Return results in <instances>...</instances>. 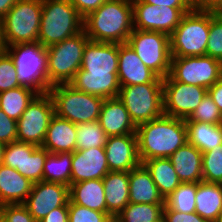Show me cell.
<instances>
[{
    "label": "cell",
    "instance_id": "6da1fadb",
    "mask_svg": "<svg viewBox=\"0 0 222 222\" xmlns=\"http://www.w3.org/2000/svg\"><path fill=\"white\" fill-rule=\"evenodd\" d=\"M118 43L89 40L83 52L81 68L69 82L74 88L103 99L116 98L118 80Z\"/></svg>",
    "mask_w": 222,
    "mask_h": 222
},
{
    "label": "cell",
    "instance_id": "7a4b0ae2",
    "mask_svg": "<svg viewBox=\"0 0 222 222\" xmlns=\"http://www.w3.org/2000/svg\"><path fill=\"white\" fill-rule=\"evenodd\" d=\"M138 154L141 163L156 158H169L188 142L184 119L163 115L136 128Z\"/></svg>",
    "mask_w": 222,
    "mask_h": 222
},
{
    "label": "cell",
    "instance_id": "3957f363",
    "mask_svg": "<svg viewBox=\"0 0 222 222\" xmlns=\"http://www.w3.org/2000/svg\"><path fill=\"white\" fill-rule=\"evenodd\" d=\"M83 30L90 40L126 43L133 31L132 0H107L83 20Z\"/></svg>",
    "mask_w": 222,
    "mask_h": 222
},
{
    "label": "cell",
    "instance_id": "277c9868",
    "mask_svg": "<svg viewBox=\"0 0 222 222\" xmlns=\"http://www.w3.org/2000/svg\"><path fill=\"white\" fill-rule=\"evenodd\" d=\"M84 18L69 0H42L38 42L49 47L83 30Z\"/></svg>",
    "mask_w": 222,
    "mask_h": 222
},
{
    "label": "cell",
    "instance_id": "5b68a950",
    "mask_svg": "<svg viewBox=\"0 0 222 222\" xmlns=\"http://www.w3.org/2000/svg\"><path fill=\"white\" fill-rule=\"evenodd\" d=\"M210 30V11L185 13L170 35L171 57L205 56Z\"/></svg>",
    "mask_w": 222,
    "mask_h": 222
},
{
    "label": "cell",
    "instance_id": "8992f818",
    "mask_svg": "<svg viewBox=\"0 0 222 222\" xmlns=\"http://www.w3.org/2000/svg\"><path fill=\"white\" fill-rule=\"evenodd\" d=\"M89 37L85 31L51 45L47 50L48 90L52 85L69 83L81 68Z\"/></svg>",
    "mask_w": 222,
    "mask_h": 222
},
{
    "label": "cell",
    "instance_id": "52a82bcc",
    "mask_svg": "<svg viewBox=\"0 0 222 222\" xmlns=\"http://www.w3.org/2000/svg\"><path fill=\"white\" fill-rule=\"evenodd\" d=\"M48 93L54 112L74 124L97 121L105 99L79 91L69 83L52 85Z\"/></svg>",
    "mask_w": 222,
    "mask_h": 222
},
{
    "label": "cell",
    "instance_id": "ba28073f",
    "mask_svg": "<svg viewBox=\"0 0 222 222\" xmlns=\"http://www.w3.org/2000/svg\"><path fill=\"white\" fill-rule=\"evenodd\" d=\"M42 0H18L2 19L6 47L37 43Z\"/></svg>",
    "mask_w": 222,
    "mask_h": 222
},
{
    "label": "cell",
    "instance_id": "9c48e42d",
    "mask_svg": "<svg viewBox=\"0 0 222 222\" xmlns=\"http://www.w3.org/2000/svg\"><path fill=\"white\" fill-rule=\"evenodd\" d=\"M6 51L13 58L21 86L29 87L38 94L48 92L47 50L39 42L15 44Z\"/></svg>",
    "mask_w": 222,
    "mask_h": 222
},
{
    "label": "cell",
    "instance_id": "30bf717a",
    "mask_svg": "<svg viewBox=\"0 0 222 222\" xmlns=\"http://www.w3.org/2000/svg\"><path fill=\"white\" fill-rule=\"evenodd\" d=\"M117 98L136 127L164 115L163 83L121 86Z\"/></svg>",
    "mask_w": 222,
    "mask_h": 222
},
{
    "label": "cell",
    "instance_id": "8fae6325",
    "mask_svg": "<svg viewBox=\"0 0 222 222\" xmlns=\"http://www.w3.org/2000/svg\"><path fill=\"white\" fill-rule=\"evenodd\" d=\"M127 43L141 61L159 78L169 75L171 64L170 36L157 31L133 29Z\"/></svg>",
    "mask_w": 222,
    "mask_h": 222
},
{
    "label": "cell",
    "instance_id": "7c38bea8",
    "mask_svg": "<svg viewBox=\"0 0 222 222\" xmlns=\"http://www.w3.org/2000/svg\"><path fill=\"white\" fill-rule=\"evenodd\" d=\"M54 114L51 95L37 94L17 120V141L41 147Z\"/></svg>",
    "mask_w": 222,
    "mask_h": 222
},
{
    "label": "cell",
    "instance_id": "4fadbf2b",
    "mask_svg": "<svg viewBox=\"0 0 222 222\" xmlns=\"http://www.w3.org/2000/svg\"><path fill=\"white\" fill-rule=\"evenodd\" d=\"M169 75L183 84L208 89L222 77V62L207 55L171 57Z\"/></svg>",
    "mask_w": 222,
    "mask_h": 222
},
{
    "label": "cell",
    "instance_id": "5bb4252c",
    "mask_svg": "<svg viewBox=\"0 0 222 222\" xmlns=\"http://www.w3.org/2000/svg\"><path fill=\"white\" fill-rule=\"evenodd\" d=\"M133 29L157 31L171 35L185 13L193 7H169L150 5L140 0H132Z\"/></svg>",
    "mask_w": 222,
    "mask_h": 222
},
{
    "label": "cell",
    "instance_id": "9a60e30c",
    "mask_svg": "<svg viewBox=\"0 0 222 222\" xmlns=\"http://www.w3.org/2000/svg\"><path fill=\"white\" fill-rule=\"evenodd\" d=\"M207 93V88L183 84L168 75L163 79L164 115L189 118Z\"/></svg>",
    "mask_w": 222,
    "mask_h": 222
},
{
    "label": "cell",
    "instance_id": "2e32d148",
    "mask_svg": "<svg viewBox=\"0 0 222 222\" xmlns=\"http://www.w3.org/2000/svg\"><path fill=\"white\" fill-rule=\"evenodd\" d=\"M48 154L42 147L16 140L5 144L2 164L37 183L43 181V167Z\"/></svg>",
    "mask_w": 222,
    "mask_h": 222
},
{
    "label": "cell",
    "instance_id": "e0dca14e",
    "mask_svg": "<svg viewBox=\"0 0 222 222\" xmlns=\"http://www.w3.org/2000/svg\"><path fill=\"white\" fill-rule=\"evenodd\" d=\"M69 200V186L40 181L33 184L24 205L33 219L38 222L53 209L68 206Z\"/></svg>",
    "mask_w": 222,
    "mask_h": 222
},
{
    "label": "cell",
    "instance_id": "ac0fdd59",
    "mask_svg": "<svg viewBox=\"0 0 222 222\" xmlns=\"http://www.w3.org/2000/svg\"><path fill=\"white\" fill-rule=\"evenodd\" d=\"M109 171L104 147H91L72 152L70 184L103 179Z\"/></svg>",
    "mask_w": 222,
    "mask_h": 222
},
{
    "label": "cell",
    "instance_id": "d6986e66",
    "mask_svg": "<svg viewBox=\"0 0 222 222\" xmlns=\"http://www.w3.org/2000/svg\"><path fill=\"white\" fill-rule=\"evenodd\" d=\"M104 149L110 171L129 172L141 164L136 134L107 137Z\"/></svg>",
    "mask_w": 222,
    "mask_h": 222
},
{
    "label": "cell",
    "instance_id": "ffe728a7",
    "mask_svg": "<svg viewBox=\"0 0 222 222\" xmlns=\"http://www.w3.org/2000/svg\"><path fill=\"white\" fill-rule=\"evenodd\" d=\"M117 74L120 86L163 83V79L145 66L127 42L119 44Z\"/></svg>",
    "mask_w": 222,
    "mask_h": 222
},
{
    "label": "cell",
    "instance_id": "44dd1931",
    "mask_svg": "<svg viewBox=\"0 0 222 222\" xmlns=\"http://www.w3.org/2000/svg\"><path fill=\"white\" fill-rule=\"evenodd\" d=\"M98 122L107 137L136 134L137 127L124 104L117 97L104 100Z\"/></svg>",
    "mask_w": 222,
    "mask_h": 222
},
{
    "label": "cell",
    "instance_id": "7402d4cb",
    "mask_svg": "<svg viewBox=\"0 0 222 222\" xmlns=\"http://www.w3.org/2000/svg\"><path fill=\"white\" fill-rule=\"evenodd\" d=\"M41 147L49 153L74 152L76 150V124L54 114Z\"/></svg>",
    "mask_w": 222,
    "mask_h": 222
},
{
    "label": "cell",
    "instance_id": "603a6c76",
    "mask_svg": "<svg viewBox=\"0 0 222 222\" xmlns=\"http://www.w3.org/2000/svg\"><path fill=\"white\" fill-rule=\"evenodd\" d=\"M33 182L22 176L16 169L0 165V206L24 204L30 194Z\"/></svg>",
    "mask_w": 222,
    "mask_h": 222
},
{
    "label": "cell",
    "instance_id": "cb8c5ba5",
    "mask_svg": "<svg viewBox=\"0 0 222 222\" xmlns=\"http://www.w3.org/2000/svg\"><path fill=\"white\" fill-rule=\"evenodd\" d=\"M129 202L165 204V199L142 163L129 171Z\"/></svg>",
    "mask_w": 222,
    "mask_h": 222
},
{
    "label": "cell",
    "instance_id": "d4e9b609",
    "mask_svg": "<svg viewBox=\"0 0 222 222\" xmlns=\"http://www.w3.org/2000/svg\"><path fill=\"white\" fill-rule=\"evenodd\" d=\"M169 159L182 183L202 181V152L197 147L186 142Z\"/></svg>",
    "mask_w": 222,
    "mask_h": 222
},
{
    "label": "cell",
    "instance_id": "484cf974",
    "mask_svg": "<svg viewBox=\"0 0 222 222\" xmlns=\"http://www.w3.org/2000/svg\"><path fill=\"white\" fill-rule=\"evenodd\" d=\"M104 194L102 179L76 182L69 186V198L72 203L107 213L114 220V217L107 211Z\"/></svg>",
    "mask_w": 222,
    "mask_h": 222
},
{
    "label": "cell",
    "instance_id": "4316f807",
    "mask_svg": "<svg viewBox=\"0 0 222 222\" xmlns=\"http://www.w3.org/2000/svg\"><path fill=\"white\" fill-rule=\"evenodd\" d=\"M102 180L107 211L116 217L129 203V172L109 171Z\"/></svg>",
    "mask_w": 222,
    "mask_h": 222
},
{
    "label": "cell",
    "instance_id": "83f0119b",
    "mask_svg": "<svg viewBox=\"0 0 222 222\" xmlns=\"http://www.w3.org/2000/svg\"><path fill=\"white\" fill-rule=\"evenodd\" d=\"M195 212L208 222H216L222 213V184L198 182Z\"/></svg>",
    "mask_w": 222,
    "mask_h": 222
},
{
    "label": "cell",
    "instance_id": "f1b7e54d",
    "mask_svg": "<svg viewBox=\"0 0 222 222\" xmlns=\"http://www.w3.org/2000/svg\"><path fill=\"white\" fill-rule=\"evenodd\" d=\"M163 198H167L182 182L169 158L149 159L142 162Z\"/></svg>",
    "mask_w": 222,
    "mask_h": 222
},
{
    "label": "cell",
    "instance_id": "f546056e",
    "mask_svg": "<svg viewBox=\"0 0 222 222\" xmlns=\"http://www.w3.org/2000/svg\"><path fill=\"white\" fill-rule=\"evenodd\" d=\"M188 142L197 147L202 153L213 150L222 144V124H208L206 122L185 119Z\"/></svg>",
    "mask_w": 222,
    "mask_h": 222
},
{
    "label": "cell",
    "instance_id": "4dcf8cb0",
    "mask_svg": "<svg viewBox=\"0 0 222 222\" xmlns=\"http://www.w3.org/2000/svg\"><path fill=\"white\" fill-rule=\"evenodd\" d=\"M37 94L35 90L26 86L3 91L0 93V109L17 121Z\"/></svg>",
    "mask_w": 222,
    "mask_h": 222
},
{
    "label": "cell",
    "instance_id": "1f68e13d",
    "mask_svg": "<svg viewBox=\"0 0 222 222\" xmlns=\"http://www.w3.org/2000/svg\"><path fill=\"white\" fill-rule=\"evenodd\" d=\"M72 152L49 153L43 167V181L70 186Z\"/></svg>",
    "mask_w": 222,
    "mask_h": 222
},
{
    "label": "cell",
    "instance_id": "d6a6232c",
    "mask_svg": "<svg viewBox=\"0 0 222 222\" xmlns=\"http://www.w3.org/2000/svg\"><path fill=\"white\" fill-rule=\"evenodd\" d=\"M165 204L128 203L114 222H163Z\"/></svg>",
    "mask_w": 222,
    "mask_h": 222
},
{
    "label": "cell",
    "instance_id": "836d02e7",
    "mask_svg": "<svg viewBox=\"0 0 222 222\" xmlns=\"http://www.w3.org/2000/svg\"><path fill=\"white\" fill-rule=\"evenodd\" d=\"M197 193V183H181L167 198H165L164 209H172L178 212H195V196Z\"/></svg>",
    "mask_w": 222,
    "mask_h": 222
},
{
    "label": "cell",
    "instance_id": "e575fe53",
    "mask_svg": "<svg viewBox=\"0 0 222 222\" xmlns=\"http://www.w3.org/2000/svg\"><path fill=\"white\" fill-rule=\"evenodd\" d=\"M107 135L98 120L76 125V150H85L91 147H104Z\"/></svg>",
    "mask_w": 222,
    "mask_h": 222
},
{
    "label": "cell",
    "instance_id": "d590c367",
    "mask_svg": "<svg viewBox=\"0 0 222 222\" xmlns=\"http://www.w3.org/2000/svg\"><path fill=\"white\" fill-rule=\"evenodd\" d=\"M202 181L222 184V144L202 153Z\"/></svg>",
    "mask_w": 222,
    "mask_h": 222
},
{
    "label": "cell",
    "instance_id": "8d00e7d4",
    "mask_svg": "<svg viewBox=\"0 0 222 222\" xmlns=\"http://www.w3.org/2000/svg\"><path fill=\"white\" fill-rule=\"evenodd\" d=\"M206 55L222 62V12L210 11V30Z\"/></svg>",
    "mask_w": 222,
    "mask_h": 222
},
{
    "label": "cell",
    "instance_id": "74e56055",
    "mask_svg": "<svg viewBox=\"0 0 222 222\" xmlns=\"http://www.w3.org/2000/svg\"><path fill=\"white\" fill-rule=\"evenodd\" d=\"M68 222H114V220L107 213L74 204L69 200Z\"/></svg>",
    "mask_w": 222,
    "mask_h": 222
},
{
    "label": "cell",
    "instance_id": "f35d334b",
    "mask_svg": "<svg viewBox=\"0 0 222 222\" xmlns=\"http://www.w3.org/2000/svg\"><path fill=\"white\" fill-rule=\"evenodd\" d=\"M188 119L208 124H222V114L208 93Z\"/></svg>",
    "mask_w": 222,
    "mask_h": 222
},
{
    "label": "cell",
    "instance_id": "ab89813d",
    "mask_svg": "<svg viewBox=\"0 0 222 222\" xmlns=\"http://www.w3.org/2000/svg\"><path fill=\"white\" fill-rule=\"evenodd\" d=\"M19 86L14 60L5 51L0 54V93Z\"/></svg>",
    "mask_w": 222,
    "mask_h": 222
},
{
    "label": "cell",
    "instance_id": "60d3db41",
    "mask_svg": "<svg viewBox=\"0 0 222 222\" xmlns=\"http://www.w3.org/2000/svg\"><path fill=\"white\" fill-rule=\"evenodd\" d=\"M0 218L3 222H36L24 204L0 206Z\"/></svg>",
    "mask_w": 222,
    "mask_h": 222
},
{
    "label": "cell",
    "instance_id": "b9f144b4",
    "mask_svg": "<svg viewBox=\"0 0 222 222\" xmlns=\"http://www.w3.org/2000/svg\"><path fill=\"white\" fill-rule=\"evenodd\" d=\"M17 140V121L0 109V142L9 144Z\"/></svg>",
    "mask_w": 222,
    "mask_h": 222
},
{
    "label": "cell",
    "instance_id": "7bdbcfd3",
    "mask_svg": "<svg viewBox=\"0 0 222 222\" xmlns=\"http://www.w3.org/2000/svg\"><path fill=\"white\" fill-rule=\"evenodd\" d=\"M163 222H208L196 212L184 213L172 209H164Z\"/></svg>",
    "mask_w": 222,
    "mask_h": 222
},
{
    "label": "cell",
    "instance_id": "ee69618b",
    "mask_svg": "<svg viewBox=\"0 0 222 222\" xmlns=\"http://www.w3.org/2000/svg\"><path fill=\"white\" fill-rule=\"evenodd\" d=\"M69 1L74 5L79 14L84 18L89 13L93 12L98 7H100L107 0H69Z\"/></svg>",
    "mask_w": 222,
    "mask_h": 222
},
{
    "label": "cell",
    "instance_id": "f6af8a7d",
    "mask_svg": "<svg viewBox=\"0 0 222 222\" xmlns=\"http://www.w3.org/2000/svg\"><path fill=\"white\" fill-rule=\"evenodd\" d=\"M191 3L195 10L222 12V0H191Z\"/></svg>",
    "mask_w": 222,
    "mask_h": 222
},
{
    "label": "cell",
    "instance_id": "bcb514c9",
    "mask_svg": "<svg viewBox=\"0 0 222 222\" xmlns=\"http://www.w3.org/2000/svg\"><path fill=\"white\" fill-rule=\"evenodd\" d=\"M38 222H68V206L53 209Z\"/></svg>",
    "mask_w": 222,
    "mask_h": 222
},
{
    "label": "cell",
    "instance_id": "7dc6e473",
    "mask_svg": "<svg viewBox=\"0 0 222 222\" xmlns=\"http://www.w3.org/2000/svg\"><path fill=\"white\" fill-rule=\"evenodd\" d=\"M208 94L222 114V77L208 88Z\"/></svg>",
    "mask_w": 222,
    "mask_h": 222
},
{
    "label": "cell",
    "instance_id": "c3c4849f",
    "mask_svg": "<svg viewBox=\"0 0 222 222\" xmlns=\"http://www.w3.org/2000/svg\"><path fill=\"white\" fill-rule=\"evenodd\" d=\"M150 5L169 7H192L191 0H140Z\"/></svg>",
    "mask_w": 222,
    "mask_h": 222
},
{
    "label": "cell",
    "instance_id": "681fc988",
    "mask_svg": "<svg viewBox=\"0 0 222 222\" xmlns=\"http://www.w3.org/2000/svg\"><path fill=\"white\" fill-rule=\"evenodd\" d=\"M18 0H0V20L4 18L7 12L17 3Z\"/></svg>",
    "mask_w": 222,
    "mask_h": 222
},
{
    "label": "cell",
    "instance_id": "f907efd6",
    "mask_svg": "<svg viewBox=\"0 0 222 222\" xmlns=\"http://www.w3.org/2000/svg\"><path fill=\"white\" fill-rule=\"evenodd\" d=\"M7 49L6 44L4 42V36H3V22L0 20V54L5 52Z\"/></svg>",
    "mask_w": 222,
    "mask_h": 222
},
{
    "label": "cell",
    "instance_id": "816d5d0a",
    "mask_svg": "<svg viewBox=\"0 0 222 222\" xmlns=\"http://www.w3.org/2000/svg\"><path fill=\"white\" fill-rule=\"evenodd\" d=\"M5 144L0 142V165L2 164L3 161V151H4Z\"/></svg>",
    "mask_w": 222,
    "mask_h": 222
},
{
    "label": "cell",
    "instance_id": "f5cc1de1",
    "mask_svg": "<svg viewBox=\"0 0 222 222\" xmlns=\"http://www.w3.org/2000/svg\"><path fill=\"white\" fill-rule=\"evenodd\" d=\"M216 222H222V213L219 215V217L217 218Z\"/></svg>",
    "mask_w": 222,
    "mask_h": 222
}]
</instances>
